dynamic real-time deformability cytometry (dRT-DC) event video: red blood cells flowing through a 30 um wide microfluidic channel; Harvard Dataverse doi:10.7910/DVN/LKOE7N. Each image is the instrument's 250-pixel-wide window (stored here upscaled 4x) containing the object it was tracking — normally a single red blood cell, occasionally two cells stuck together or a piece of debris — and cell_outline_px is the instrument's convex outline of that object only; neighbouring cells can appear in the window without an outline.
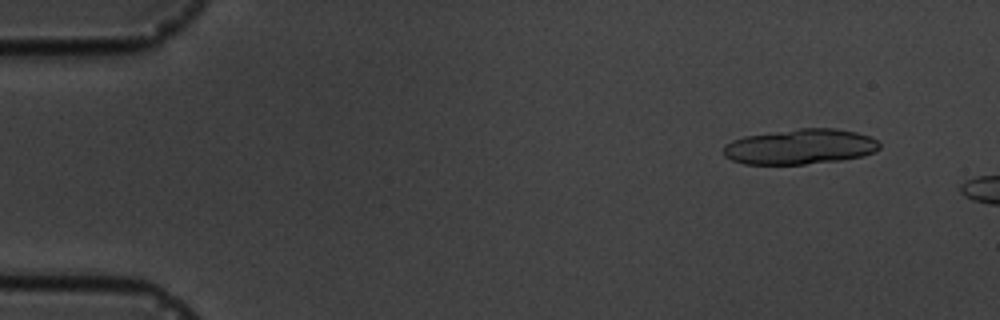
{"species": "common noctule bat (a hibernating species)", "species_latin": "Nyctalus noctula", "temperature_condition": "cold", "stored_images_in_passage": 6, "segment_of_instrument_passage": [1, 2], "camera_frame_rate_fps": 3000, "um_per_image_px": 0.085, "animal": {"sex": "male", "body_mass_g": 19.5, "forearm_length_mm": 54.6}, "frame": {"image": 1, "passage_image": 1, "time_ms": 0.0, "image_size_px": [1000, 320], "cell_outline_px": [[880, 148], [876, 152], [864, 156], [840, 160], [804, 164], [744, 164], [732, 160], [724, 156], [724, 144], [732, 140], [744, 136], [800, 128], [836, 128], [856, 132], [868, 136], [876, 140], [880, 144]], "centroid_in_image_um": [68.02, 12.47], "position_along_channel_um": 17.0, "area_um2": 32.14}}